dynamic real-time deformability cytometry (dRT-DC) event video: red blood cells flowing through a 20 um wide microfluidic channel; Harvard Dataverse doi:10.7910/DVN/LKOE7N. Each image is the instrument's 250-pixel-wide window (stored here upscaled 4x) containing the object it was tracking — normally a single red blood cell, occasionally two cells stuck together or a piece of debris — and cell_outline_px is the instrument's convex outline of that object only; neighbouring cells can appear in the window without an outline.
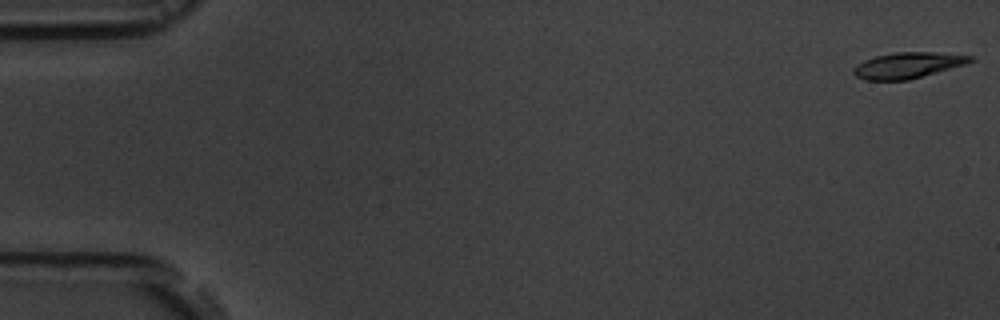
{"species": "common noctule bat (a hibernating species)", "species_latin": "Nyctalus noctula", "temperature_condition": "room temperature", "stored_images_in_passage": 2, "camera_frame_rate_fps": 3000, "um_per_image_px": 0.085, "animal": {"sex": "male", "body_mass_g": 19.5, "forearm_length_mm": 54.6}, "frame": {"image": 1, "passage_image": 1, "time_ms": 0.0, "image_size_px": [1000, 320], "cell_outline_px": [[976, 60], [968, 64], [908, 80], [864, 80], [856, 76], [852, 72], [852, 68], [856, 64], [864, 60], [876, 56], [896, 52], [936, 52], [976, 56]], "centroid_in_image_um": [77.21, 5.54], "position_along_channel_um": 7.8, "area_um2": 17.92}}